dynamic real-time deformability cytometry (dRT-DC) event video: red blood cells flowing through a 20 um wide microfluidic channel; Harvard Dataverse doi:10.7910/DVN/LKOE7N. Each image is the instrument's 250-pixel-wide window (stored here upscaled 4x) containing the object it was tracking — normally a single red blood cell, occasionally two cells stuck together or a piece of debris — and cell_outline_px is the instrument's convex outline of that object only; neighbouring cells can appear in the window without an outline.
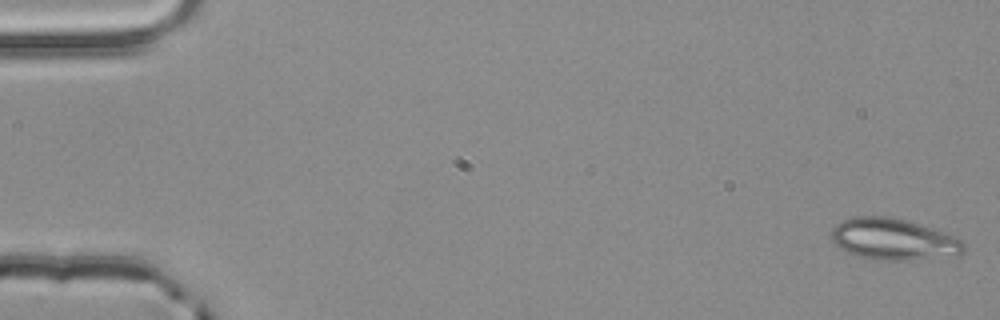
{"species": "common noctule bat (a hibernating species)", "species_latin": "Nyctalus noctula", "temperature_condition": "room temperature", "stored_images_in_passage": 54, "camera_frame_rate_fps": 3000, "um_per_image_px": 0.085, "animal": {"sex": "male", "body_mass_g": 20.4}, "frame": {"image": 1, "passage_image": 1, "time_ms": 0.0, "image_size_px": [1000, 320], "cell_outline_px": [[964, 252], [960, 256], [908, 260], [876, 260], [860, 256], [848, 252], [840, 248], [832, 240], [832, 228], [836, 224], [852, 216], [888, 216], [920, 224], [956, 236], [964, 240]], "centroid_in_image_um": [76.0, 20.34], "position_along_channel_um": 9.0, "area_um2": 32.19}}
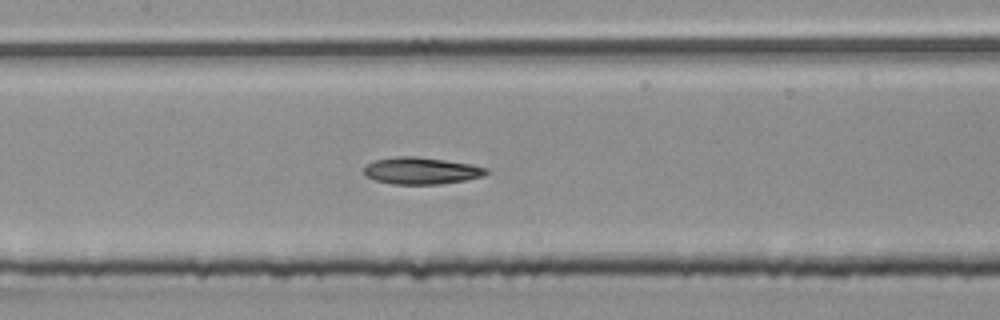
{"frame": {"image": 2, "passage_image": 26, "time_ms": 8.333, "image_size_px": [1000, 320], "cell_outline_px": [[492, 172], [484, 176], [464, 180], [440, 184], [392, 184], [376, 180], [364, 176], [364, 168], [368, 164], [376, 160], [396, 156], [416, 156], [472, 164], [488, 168]], "centroid_in_image_um": [35.85, 14.51], "position_along_channel_um": 171.6, "area_um2": 19.25}}
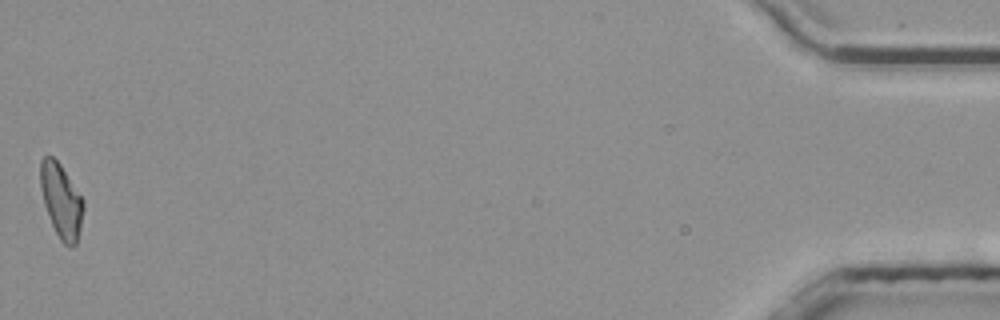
{"frame": {"image": 3, "passage_image": 54, "time_ms": 17.667, "image_size_px": [1000, 320], "cell_outline_px": [[84, 208], [80, 228], [76, 244], [72, 248], [64, 244], [60, 240], [48, 216], [44, 204], [40, 188], [40, 160], [44, 156], [52, 156], [60, 164], [84, 200]], "centroid_in_image_um": [5.2, 17.07], "position_along_channel_um": 430.0, "area_um2": 18.55}}